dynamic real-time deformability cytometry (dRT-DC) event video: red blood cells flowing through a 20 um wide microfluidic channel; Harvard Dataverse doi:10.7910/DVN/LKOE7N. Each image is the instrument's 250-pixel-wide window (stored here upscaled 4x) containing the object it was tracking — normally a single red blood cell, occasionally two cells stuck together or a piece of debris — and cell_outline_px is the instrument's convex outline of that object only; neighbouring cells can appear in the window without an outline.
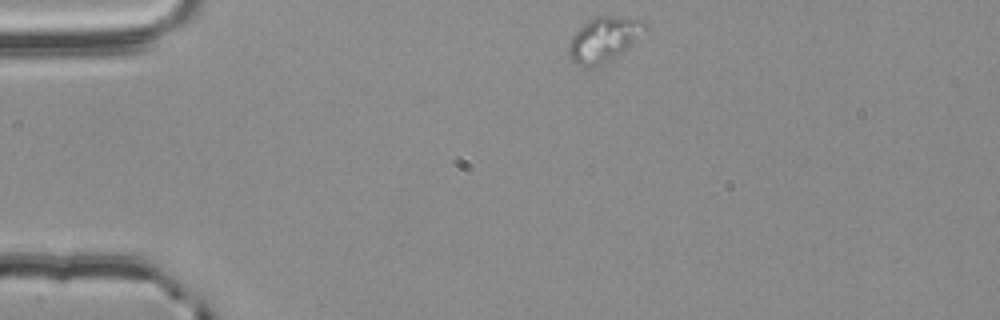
{"species": "common noctule bat (a hibernating species)", "species_latin": "Nyctalus noctula", "temperature_condition": "room temperature", "stored_images_in_passage": 3, "camera_frame_rate_fps": 3000, "um_per_image_px": 0.085, "animal": {"sex": "male", "body_mass_g": 20.4}, "frame": {"image": 1, "passage_image": 1, "time_ms": 0.0, "image_size_px": [1000, 320], "cell_outline_px": [[648, 28], [628, 48], [608, 60], [600, 64], [588, 68], [580, 68], [572, 60], [568, 52], [568, 48], [572, 36], [588, 20], [596, 16], [612, 16], [644, 20], [648, 24]], "centroid_in_image_um": [51.33, 3.34], "position_along_channel_um": 33.7, "area_um2": 19.71}}
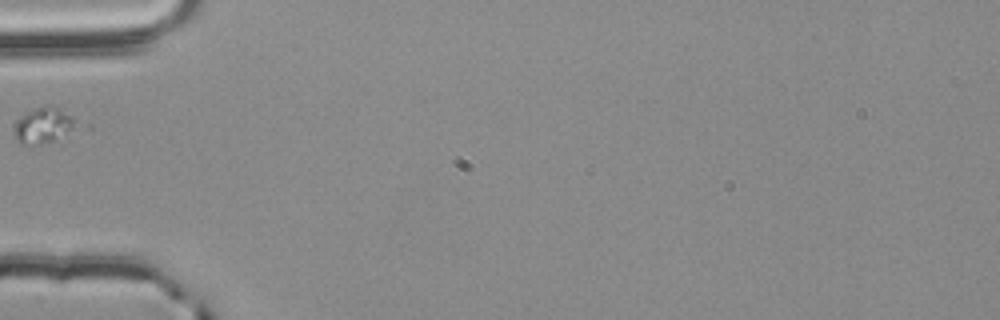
{"frame": {"image": 2, "passage_image": 3, "time_ms": 0.667, "image_size_px": [1000, 320], "cell_outline_px": [[80, 124], [52, 140], [40, 144], [24, 148], [16, 140], [16, 124], [24, 112], [32, 108], [44, 104], [52, 104], [60, 108]], "centroid_in_image_um": [3.65, 10.63], "position_along_channel_um": 81.4, "area_um2": 12.95}}